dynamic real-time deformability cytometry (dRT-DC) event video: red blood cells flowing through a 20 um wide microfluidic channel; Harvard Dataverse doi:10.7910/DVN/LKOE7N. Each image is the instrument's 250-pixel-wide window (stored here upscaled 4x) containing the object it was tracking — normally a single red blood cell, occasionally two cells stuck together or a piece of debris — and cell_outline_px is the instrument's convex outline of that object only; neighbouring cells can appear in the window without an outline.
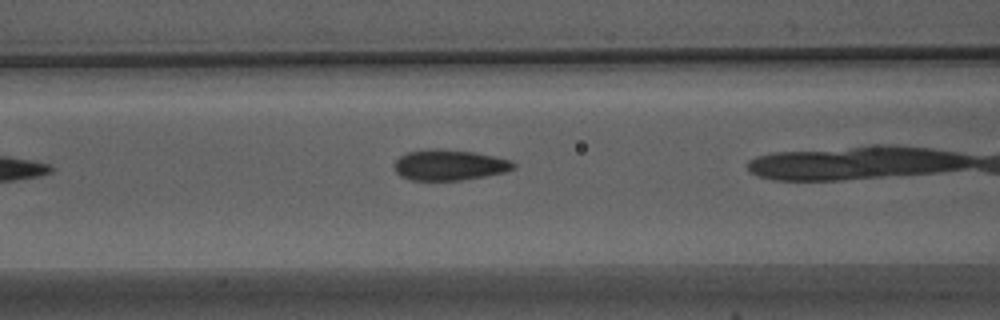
{"species": "Egyptian fruit bat (a non-hibernating species)", "species_latin": "Rousettus aegyptiacus", "temperature_condition": "warm", "stored_images_in_passage": 9, "camera_frame_rate_fps": 3000, "um_per_image_px": 0.085, "animal": {"sex": "male"}, "frame": {"image": 1, "passage_image": 4, "time_ms": 1.0, "image_size_px": [1000, 320], "cell_outline_px": [[516, 168], [504, 172], [484, 176], [460, 180], [412, 180], [400, 176], [396, 172], [392, 164], [400, 156], [408, 152], [432, 148], [436, 148], [472, 152], [512, 160], [516, 164]], "centroid_in_image_um": [38.17, 14.02], "position_along_channel_um": 128.4, "area_um2": 21.27}}